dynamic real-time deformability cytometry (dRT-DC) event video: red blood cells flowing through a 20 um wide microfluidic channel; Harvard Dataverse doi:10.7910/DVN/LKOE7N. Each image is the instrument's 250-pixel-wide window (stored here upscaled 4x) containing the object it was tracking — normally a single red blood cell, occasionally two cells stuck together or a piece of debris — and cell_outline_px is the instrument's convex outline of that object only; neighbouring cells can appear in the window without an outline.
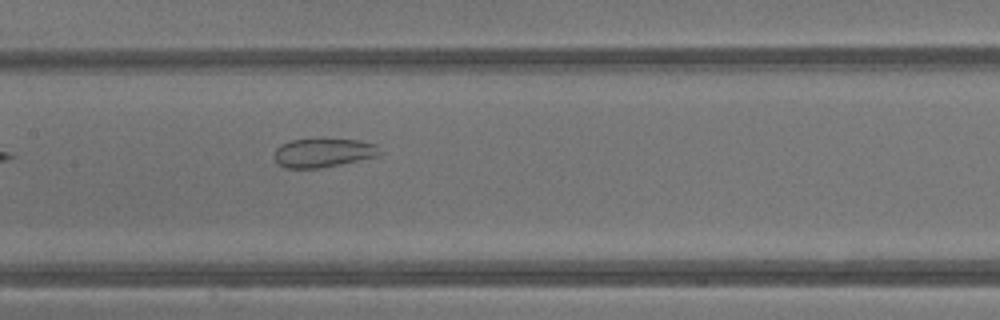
{"species": "common noctule bat (a hibernating species)", "species_latin": "Nyctalus noctula", "temperature_condition": "warm", "stored_images_in_passage": 29, "camera_frame_rate_fps": 3000, "um_per_image_px": 0.085, "animal": {"sex": "male", "body_mass_g": 13.3}, "frame": {"image": 1, "passage_image": 8, "time_ms": 2.333, "image_size_px": [1000, 320], "cell_outline_px": [[380, 152], [376, 156], [340, 164], [316, 168], [284, 168], [276, 164], [276, 148], [280, 144], [292, 140], [360, 140], [376, 144]], "centroid_in_image_um": [27.44, 12.99], "position_along_channel_um": 180.0, "area_um2": 17.28}}
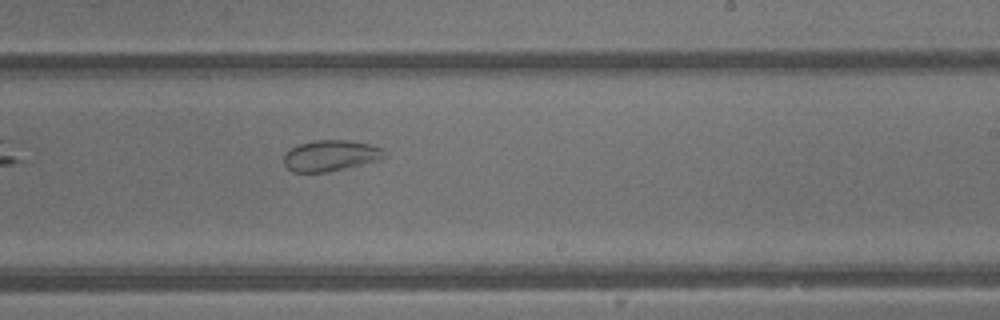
{"frame": {"image": 2, "passage_image": 13, "time_ms": 4.0, "image_size_px": [1000, 320], "cell_outline_px": [[388, 156], [380, 160], [328, 172], [292, 172], [284, 164], [284, 152], [300, 144], [312, 140], [348, 140], [368, 144], [380, 148]], "centroid_in_image_um": [28.09, 13.23], "position_along_channel_um": 260.9, "area_um2": 18.15}}
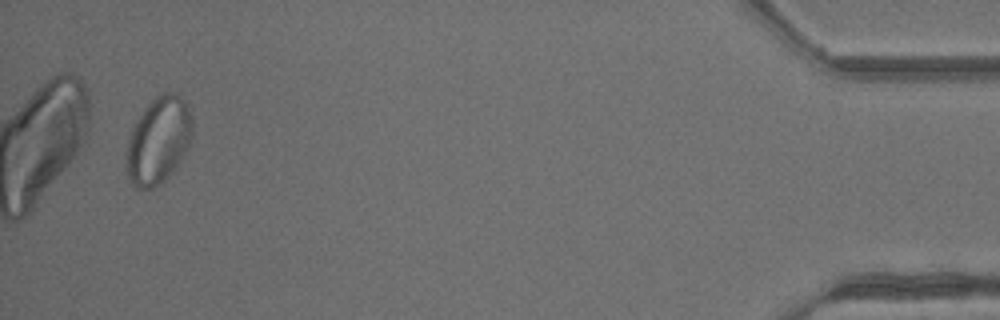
{"frame": {"image": 3, "passage_image": 28, "time_ms": 9.0, "image_size_px": [1000, 320], "cell_outline_px": [[192, 136], [188, 148], [172, 172], [164, 180], [152, 188], [136, 188], [132, 184], [128, 176], [128, 144], [132, 128], [136, 120], [144, 108], [156, 96], [164, 92], [172, 92], [180, 96], [184, 100], [192, 120]], "centroid_in_image_um": [13.49, 11.92], "position_along_channel_um": 421.7, "area_um2": 32.71}}